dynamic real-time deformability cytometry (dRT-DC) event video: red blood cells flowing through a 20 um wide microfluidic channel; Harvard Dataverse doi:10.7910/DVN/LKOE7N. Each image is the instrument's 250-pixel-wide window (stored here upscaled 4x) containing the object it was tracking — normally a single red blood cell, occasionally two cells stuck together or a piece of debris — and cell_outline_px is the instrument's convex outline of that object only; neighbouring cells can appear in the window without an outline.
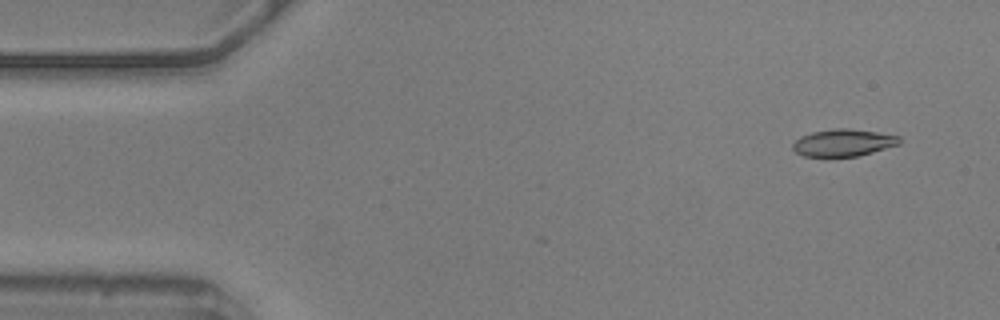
{"species": "common noctule bat (a hibernating species)", "species_latin": "Nyctalus noctula", "temperature_condition": "warm", "stored_images_in_passage": 8, "camera_frame_rate_fps": 3000, "um_per_image_px": 0.085, "animal": {"sex": "male", "body_mass_g": 20.5, "forearm_length_mm": 52.5}, "frame": {"image": 1, "passage_image": 4, "time_ms": 1.0, "image_size_px": [1000, 320], "cell_outline_px": [[900, 144], [872, 152], [856, 156], [804, 156], [796, 152], [792, 148], [792, 144], [800, 136], [812, 132], [836, 128], [848, 128], [876, 132], [900, 136]], "centroid_in_image_um": [71.67, 12.12], "position_along_channel_um": 13.3, "area_um2": 16.7}}